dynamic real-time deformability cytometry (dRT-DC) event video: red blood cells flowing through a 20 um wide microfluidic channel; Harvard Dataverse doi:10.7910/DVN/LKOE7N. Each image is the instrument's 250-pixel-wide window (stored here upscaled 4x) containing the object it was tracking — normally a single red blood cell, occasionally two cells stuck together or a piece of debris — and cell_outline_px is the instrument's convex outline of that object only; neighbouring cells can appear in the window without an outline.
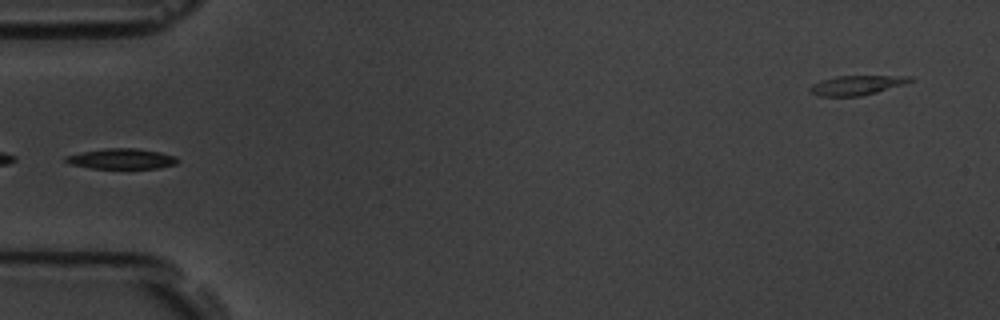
{"species": "common noctule bat (a hibernating species)", "species_latin": "Nyctalus noctula", "temperature_condition": "room temperature", "stored_images_in_passage": 9, "camera_frame_rate_fps": 3000, "um_per_image_px": 0.085, "animal": {"sex": "male", "body_mass_g": 19.5, "forearm_length_mm": 54.6}, "frame": {"image": 1, "passage_image": 7, "time_ms": 6.667, "image_size_px": [1000, 320], "cell_outline_px": [[180, 160], [176, 164], [156, 168], [92, 168], [72, 164], [64, 160], [64, 156], [104, 148], [136, 148], [160, 152], [176, 156]], "centroid_in_image_um": [10.37, 13.49], "position_along_channel_um": 74.6, "area_um2": 13.18}}
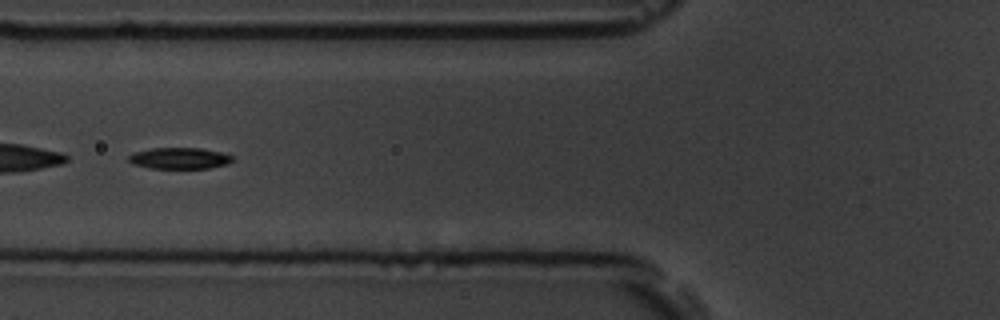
{"frame": {"image": 2, "passage_image": 8, "time_ms": 7.667, "image_size_px": [1000, 320], "cell_outline_px": [[232, 160], [228, 164], [208, 168], [148, 168], [132, 164], [128, 160], [128, 156], [132, 152], [152, 148], [200, 148], [220, 152], [232, 156]], "centroid_in_image_um": [15.2, 13.45], "position_along_channel_um": 110.6, "area_um2": 12.89}}
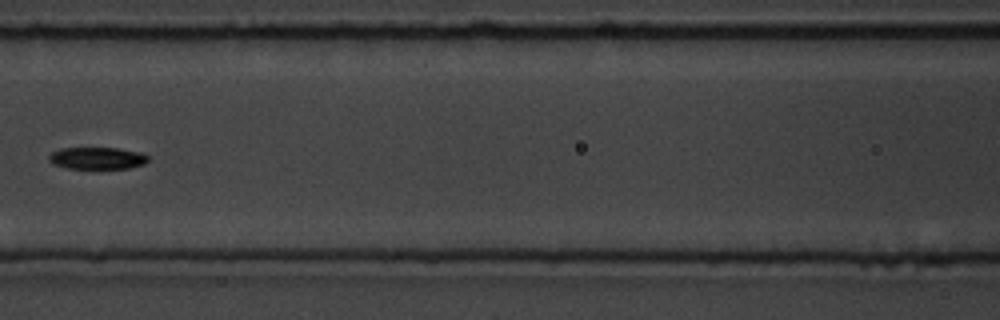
{"frame": {"image": 3, "passage_image": 9, "time_ms": 9.0, "image_size_px": [1000, 320], "cell_outline_px": [[148, 160], [144, 164], [128, 168], [68, 168], [52, 164], [48, 160], [48, 156], [52, 152], [60, 148], [116, 148], [140, 152], [148, 156]], "centroid_in_image_um": [8.23, 13.44], "position_along_channel_um": 158.4, "area_um2": 12.66}}